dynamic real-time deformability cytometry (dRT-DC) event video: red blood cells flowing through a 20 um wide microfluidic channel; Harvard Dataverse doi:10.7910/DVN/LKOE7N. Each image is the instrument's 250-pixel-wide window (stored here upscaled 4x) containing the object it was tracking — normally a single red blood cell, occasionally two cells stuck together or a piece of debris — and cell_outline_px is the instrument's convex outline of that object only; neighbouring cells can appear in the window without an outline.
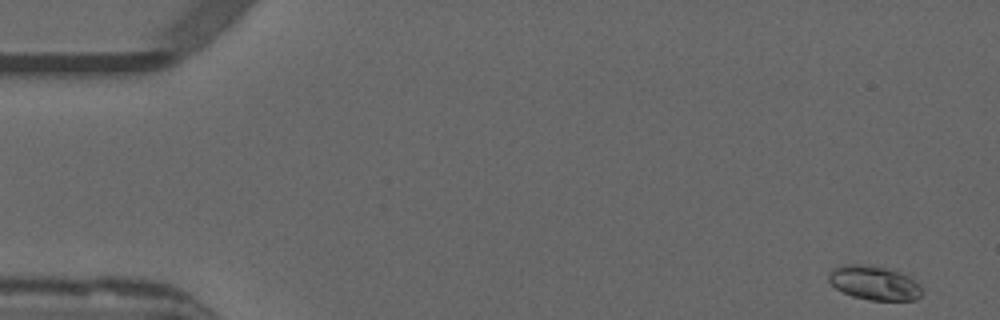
{"species": "common noctule bat (a hibernating species)", "species_latin": "Nyctalus noctula", "temperature_condition": "warm", "stored_images_in_passage": 52, "camera_frame_rate_fps": 3000, "um_per_image_px": 0.085, "animal": {"sex": "male", "forearm_length_mm": 52.5}, "frame": {"image": 1, "passage_image": 1, "time_ms": 0.0, "image_size_px": [1000, 320], "cell_outline_px": [[920, 296], [916, 300], [868, 300], [852, 296], [836, 288], [828, 280], [828, 272], [832, 268], [844, 264], [868, 264], [900, 272], [908, 276], [920, 284]], "centroid_in_image_um": [74.27, 24.04], "position_along_channel_um": 10.7, "area_um2": 18.55}}
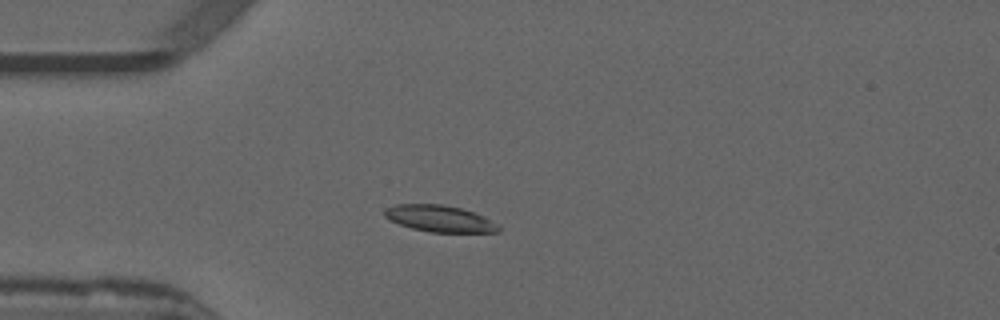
{"frame": {"image": 2, "passage_image": 13, "time_ms": 4.0, "image_size_px": [1000, 320], "cell_outline_px": [[500, 232], [432, 232], [412, 228], [400, 224], [384, 216], [384, 208], [396, 204], [444, 204], [460, 208], [484, 216], [500, 224]], "centroid_in_image_um": [37.4, 18.57], "position_along_channel_um": 47.6, "area_um2": 17.63}}
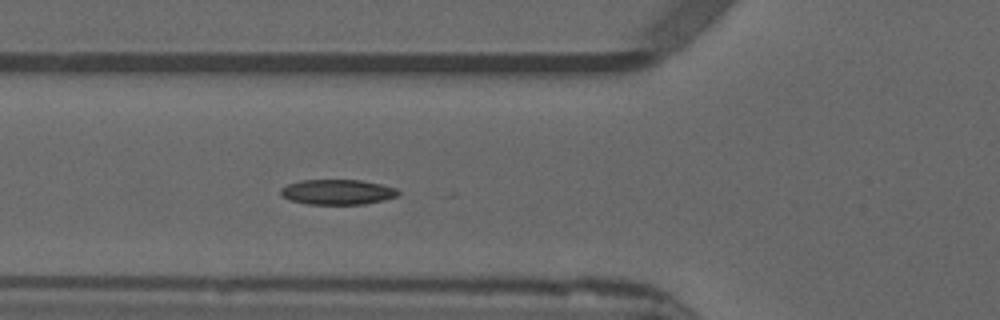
{"frame": {"image": 3, "passage_image": 18, "time_ms": 5.667, "image_size_px": [1000, 320], "cell_outline_px": [[400, 192], [396, 196], [384, 200], [364, 204], [308, 204], [288, 200], [280, 192], [280, 188], [288, 184], [300, 180], [360, 180], [380, 184], [396, 188]], "centroid_in_image_um": [28.67, 16.32], "position_along_channel_um": 97.1, "area_um2": 17.17}}